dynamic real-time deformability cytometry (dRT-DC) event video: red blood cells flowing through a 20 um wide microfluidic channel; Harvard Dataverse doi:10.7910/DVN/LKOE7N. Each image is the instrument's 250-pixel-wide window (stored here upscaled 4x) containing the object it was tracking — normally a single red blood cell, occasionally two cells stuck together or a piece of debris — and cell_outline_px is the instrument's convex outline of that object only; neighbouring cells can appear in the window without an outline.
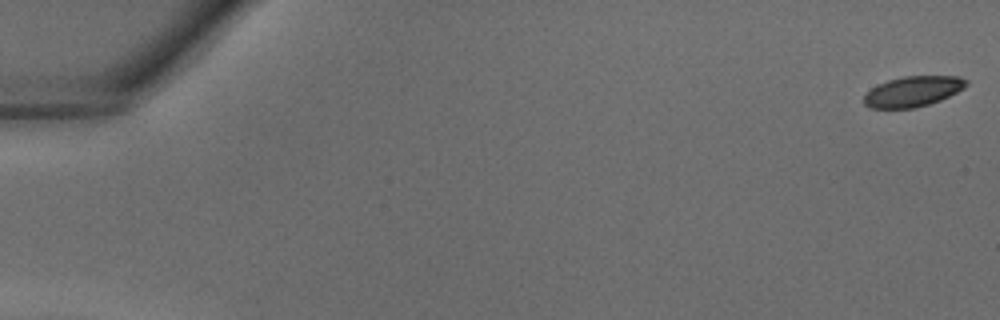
{"species": "common noctule bat (a hibernating species)", "species_latin": "Nyctalus noctula", "temperature_condition": "warm", "stored_images_in_passage": 9, "camera_frame_rate_fps": 3000, "um_per_image_px": 0.085, "animal": {"sex": "male", "body_mass_g": 18.8}, "frame": {"image": 1, "passage_image": 1, "time_ms": 0.0, "image_size_px": [1000, 320], "cell_outline_px": [[968, 84], [964, 88], [940, 100], [916, 108], [868, 108], [864, 104], [864, 96], [872, 88], [888, 80], [904, 76], [960, 76], [968, 80]], "centroid_in_image_um": [77.61, 7.77], "position_along_channel_um": 7.4, "area_um2": 18.03}}